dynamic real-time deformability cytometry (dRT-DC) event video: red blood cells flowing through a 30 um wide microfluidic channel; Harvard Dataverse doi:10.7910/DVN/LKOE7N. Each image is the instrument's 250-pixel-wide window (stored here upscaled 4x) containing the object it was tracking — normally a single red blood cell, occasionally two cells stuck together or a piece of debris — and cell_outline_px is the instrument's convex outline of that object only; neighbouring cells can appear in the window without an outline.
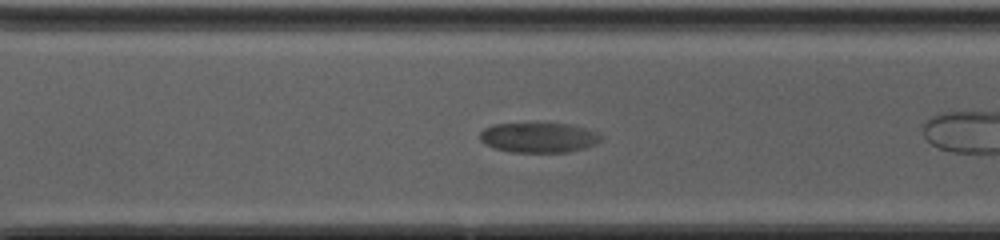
{"species": "common noctule bat (a hibernating species)", "species_latin": "Nyctalus noctula", "temperature_condition": "cold", "stored_images_in_passage": 34, "camera_frame_rate_fps": 3000, "um_per_image_px": 0.085, "animal": {"sex": "female", "body_mass_g": 20.0, "forearm_length_mm": 54.0}, "frame": {"image": 1, "passage_image": 20, "time_ms": 6.333, "image_size_px": [1000, 240], "cell_outline_px": [[604, 136], [596, 144], [584, 148], [568, 152], [512, 152], [496, 148], [484, 144], [480, 140], [480, 132], [484, 128], [492, 124], [568, 124], [584, 128], [596, 132]], "centroid_in_image_um": [45.78, 11.7], "position_along_channel_um": 324.8, "area_um2": 20.98}, "authors_computed_cell_mechanics": {"area_um2": 21.386, "velocity_mm_per_s": 3.9914, "shape_relaxation_time_tau1_ms": 3.4494, "shape_relaxation_time_tau2_ms": null, "deformation_change_tau1": 0.0818, "deformation_change_tau2": null}}